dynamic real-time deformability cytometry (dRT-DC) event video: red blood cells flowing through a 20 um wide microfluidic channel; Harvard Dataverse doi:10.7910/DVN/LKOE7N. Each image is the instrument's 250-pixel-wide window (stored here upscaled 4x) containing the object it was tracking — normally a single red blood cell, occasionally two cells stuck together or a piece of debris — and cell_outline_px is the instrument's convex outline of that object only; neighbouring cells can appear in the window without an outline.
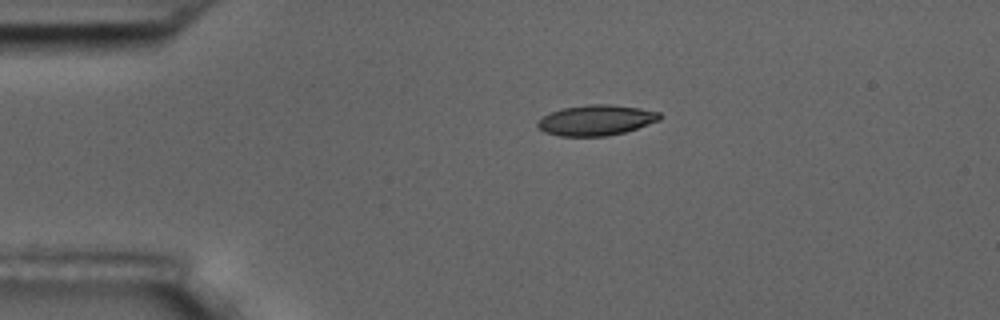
{"species": "common noctule bat (a hibernating species)", "species_latin": "Nyctalus noctula", "temperature_condition": "room temperature", "stored_images_in_passage": 9, "camera_frame_rate_fps": 3000, "um_per_image_px": 0.085, "animal": {"sex": "male", "body_mass_g": 17.5, "forearm_length_mm": 52.3}, "frame": {"image": 1, "passage_image": 1, "time_ms": 0.0, "image_size_px": [1000, 320], "cell_outline_px": [[664, 116], [660, 120], [624, 132], [608, 136], [560, 136], [544, 132], [536, 124], [536, 120], [560, 108], [588, 104], [608, 104], [640, 108], [660, 112]], "centroid_in_image_um": [50.67, 10.21], "position_along_channel_um": 34.3, "area_um2": 21.79}}
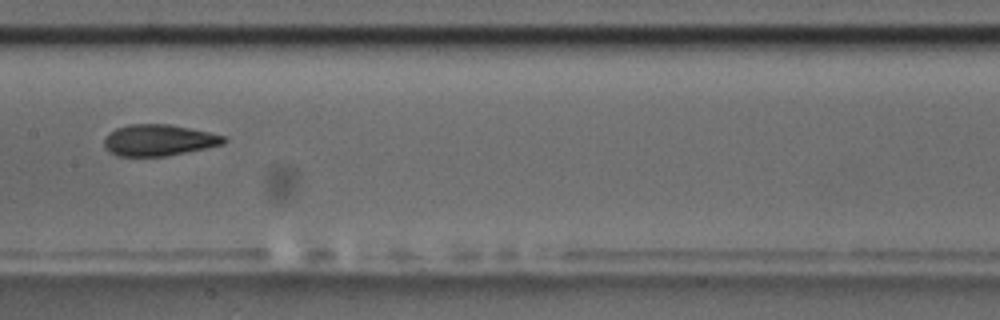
{"frame": {"image": 2, "passage_image": 6, "time_ms": 5.667, "image_size_px": [1000, 320], "cell_outline_px": [[228, 140], [224, 144], [208, 148], [164, 156], [120, 156], [108, 152], [104, 148], [104, 140], [108, 132], [116, 128], [128, 124], [168, 124], [208, 132], [224, 136]], "centroid_in_image_um": [13.47, 11.92], "position_along_channel_um": 193.9, "area_um2": 21.91}}
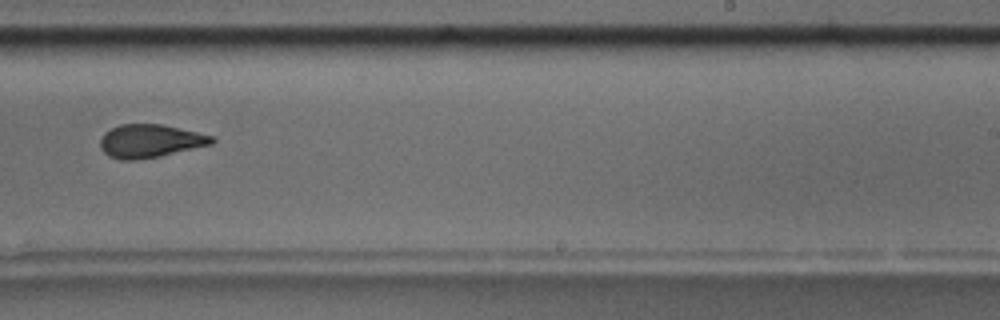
{"frame": {"image": 3, "passage_image": 8, "time_ms": 8.0, "image_size_px": [1000, 320], "cell_outline_px": [[216, 140], [212, 144], [160, 156], [136, 160], [120, 160], [108, 156], [100, 148], [100, 140], [104, 132], [120, 124], [160, 124], [216, 136]], "centroid_in_image_um": [12.76, 11.99], "position_along_channel_um": 276.2, "area_um2": 21.68}}